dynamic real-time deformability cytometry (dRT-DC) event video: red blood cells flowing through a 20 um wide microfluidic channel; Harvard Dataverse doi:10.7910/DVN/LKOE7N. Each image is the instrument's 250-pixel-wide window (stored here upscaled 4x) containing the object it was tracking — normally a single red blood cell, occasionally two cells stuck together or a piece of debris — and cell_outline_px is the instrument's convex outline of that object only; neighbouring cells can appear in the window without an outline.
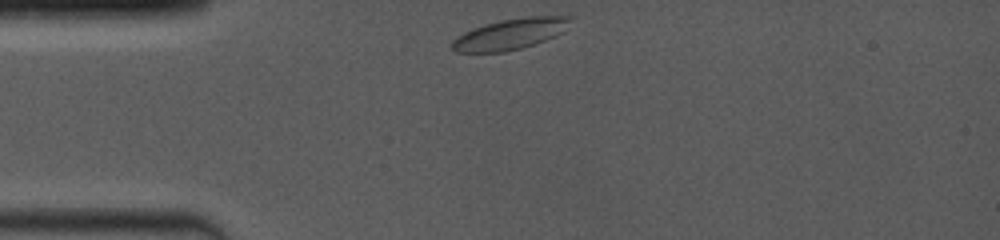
{"species": "common noctule bat (a hibernating species)", "species_latin": "Nyctalus noctula", "temperature_condition": "room temperature", "stored_images_in_passage": 2, "camera_frame_rate_fps": 4000, "um_per_image_px": 0.085, "animal": {"sex": "female", "body_mass_g": 19.0, "forearm_length_mm": 53.3}, "frame": {"image": 1, "passage_image": 1, "time_ms": 0.0, "image_size_px": [1000, 240], "cell_outline_px": [[572, 16], [564, 32], [556, 36], [520, 48], [504, 52], [456, 52], [452, 48], [452, 40], [456, 36], [472, 28], [500, 20], [524, 16]], "centroid_in_image_um": [43.35, 2.88], "position_along_channel_um": 41.6, "area_um2": 21.21}}